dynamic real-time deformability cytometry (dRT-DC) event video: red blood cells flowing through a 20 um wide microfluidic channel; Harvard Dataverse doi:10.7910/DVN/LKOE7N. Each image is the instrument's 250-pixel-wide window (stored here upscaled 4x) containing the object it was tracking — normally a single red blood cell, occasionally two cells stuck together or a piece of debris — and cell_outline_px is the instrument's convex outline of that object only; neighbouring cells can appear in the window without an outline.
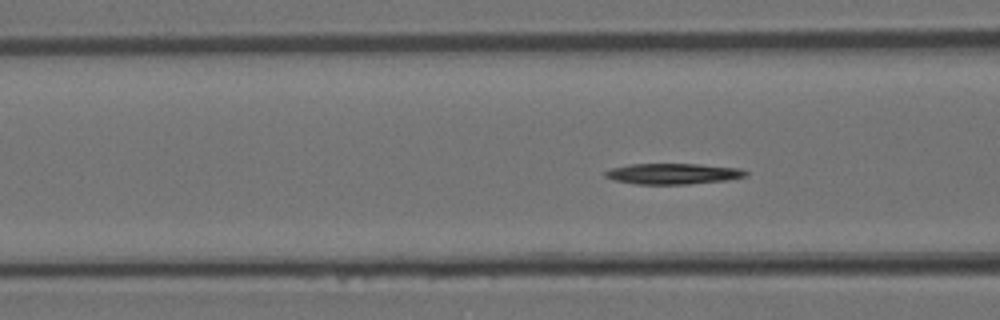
{"species": "Egyptian fruit bat (a non-hibernating species)", "species_latin": "Rousettus aegyptiacus", "temperature_condition": "room temperature", "stored_images_in_passage": 5, "camera_frame_rate_fps": 3000, "um_per_image_px": 0.085, "animal": {"sex": "female"}, "frame": {"image": 1, "passage_image": 5, "time_ms": 1.333, "image_size_px": [1000, 320], "cell_outline_px": [[748, 176], [728, 180], [688, 184], [636, 184], [612, 180], [604, 176], [600, 172], [612, 168], [628, 164], [700, 164], [740, 168], [748, 172]], "centroid_in_image_um": [57.17, 14.77], "position_along_channel_um": 109.4, "area_um2": 17.28}}